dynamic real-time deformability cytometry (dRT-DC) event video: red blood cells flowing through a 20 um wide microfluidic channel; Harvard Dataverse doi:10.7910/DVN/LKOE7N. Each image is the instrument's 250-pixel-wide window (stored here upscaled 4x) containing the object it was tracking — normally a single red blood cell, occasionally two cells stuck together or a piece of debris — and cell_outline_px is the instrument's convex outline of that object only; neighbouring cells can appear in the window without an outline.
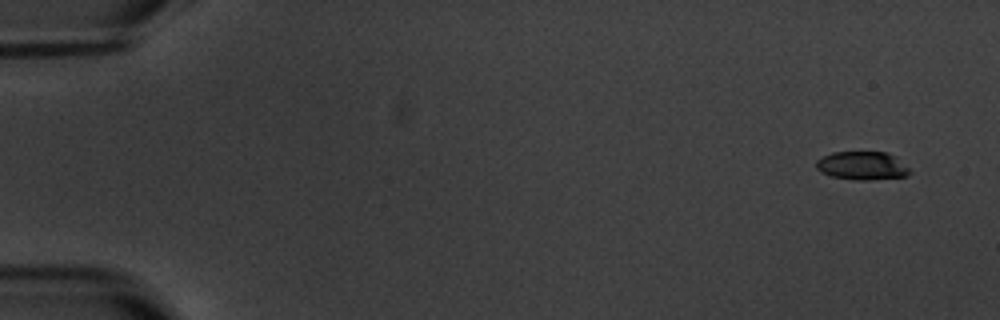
{"species": "common noctule bat (a hibernating species)", "species_latin": "Nyctalus noctula", "temperature_condition": "warm", "stored_images_in_passage": 15, "camera_frame_rate_fps": 3000, "um_per_image_px": 0.085, "animal": {"sex": "male", "body_mass_g": 20.1, "forearm_length_mm": 53.5}, "frame": {"image": 1, "passage_image": 1, "time_ms": 0.0, "image_size_px": [1000, 320], "cell_outline_px": [[912, 172], [908, 176], [868, 180], [860, 180], [832, 176], [820, 172], [816, 168], [816, 160], [832, 152], [888, 152], [896, 156]], "centroid_in_image_um": [73.3, 14.08], "position_along_channel_um": 11.7, "area_um2": 15.49}}
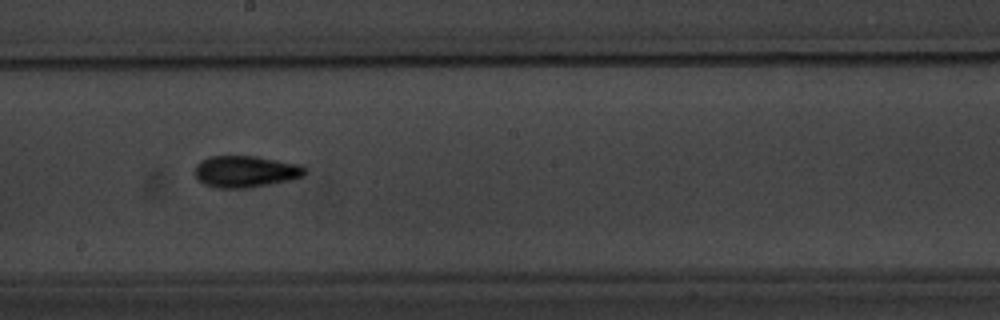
{"frame": {"image": 2, "passage_image": 9, "time_ms": 10.0, "image_size_px": [1000, 320], "cell_outline_px": [[308, 172], [304, 176], [292, 180], [248, 188], [216, 188], [204, 184], [192, 172], [196, 164], [200, 160], [208, 156], [256, 156], [300, 164], [308, 168]], "centroid_in_image_um": [20.89, 14.57], "position_along_channel_um": 227.3, "area_um2": 20.75}}
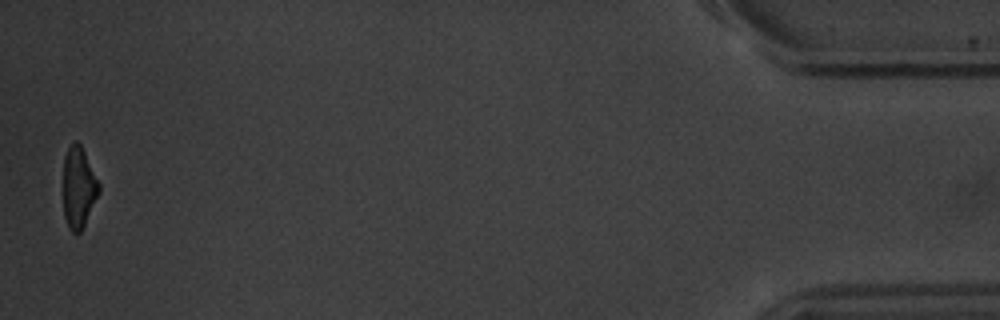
{"frame": {"image": 3, "passage_image": 15, "time_ms": 18.0, "image_size_px": [1000, 320], "cell_outline_px": [[100, 192], [80, 232], [72, 232], [68, 228], [64, 216], [64, 156], [68, 148], [76, 140], [80, 144], [100, 184]], "centroid_in_image_um": [6.68, 15.94], "position_along_channel_um": 428.5, "area_um2": 16.59}, "authors_computed_cell_mechanics": {"area_um2": 18.0914, "velocity_mm_per_s": 3.573, "shape_relaxation_time_tau1_ms": 2.1924, "shape_relaxation_time_tau2_ms": 3.3819, "deformation_change_tau1": 0.1252, "deformation_change_tau2": 0.0965}}